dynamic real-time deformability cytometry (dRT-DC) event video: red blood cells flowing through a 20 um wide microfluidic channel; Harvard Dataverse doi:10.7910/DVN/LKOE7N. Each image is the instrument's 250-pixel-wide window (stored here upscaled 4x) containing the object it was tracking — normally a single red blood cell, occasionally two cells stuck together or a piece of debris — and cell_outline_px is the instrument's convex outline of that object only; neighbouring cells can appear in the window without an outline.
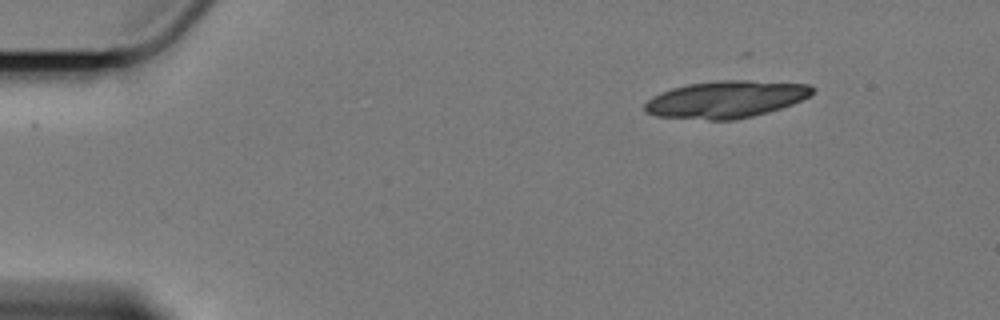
{"species": "Egyptian fruit bat (a non-hibernating species)", "species_latin": "Rousettus aegyptiacus", "temperature_condition": "cold", "stored_images_in_passage": 14, "camera_frame_rate_fps": 3000, "um_per_image_px": 0.085, "animal": {"sex": "female"}, "frame": {"image": 1, "passage_image": 1, "time_ms": 0.0, "image_size_px": [1000, 320], "cell_outline_px": [[816, 88], [808, 96], [792, 104], [768, 112], [736, 120], [708, 120], [656, 116], [644, 112], [644, 104], [652, 96], [660, 92], [672, 88], [688, 84], [716, 80], [748, 80], [808, 84]], "centroid_in_image_um": [61.67, 8.44], "position_along_channel_um": 23.3, "area_um2": 36.36}}